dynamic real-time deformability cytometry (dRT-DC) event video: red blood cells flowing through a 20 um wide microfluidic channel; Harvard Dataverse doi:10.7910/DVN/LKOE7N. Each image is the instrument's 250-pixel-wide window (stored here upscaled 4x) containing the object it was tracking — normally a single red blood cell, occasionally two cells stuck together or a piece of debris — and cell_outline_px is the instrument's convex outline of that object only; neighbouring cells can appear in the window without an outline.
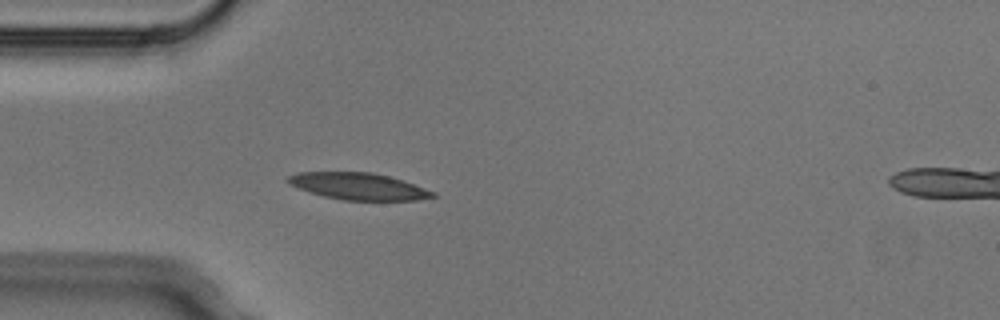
{"species": "Egyptian fruit bat (a non-hibernating species)", "species_latin": "Rousettus aegyptiacus", "temperature_condition": "cold", "stored_images_in_passage": 5, "camera_frame_rate_fps": 3000, "um_per_image_px": 0.085, "animal": {"sex": "male"}, "frame": {"image": 1, "passage_image": 4, "time_ms": 1.0, "image_size_px": [1000, 320], "cell_outline_px": [[436, 196], [416, 200], [344, 200], [324, 196], [288, 184], [284, 180], [288, 176], [300, 172], [372, 172], [388, 176], [436, 192]], "centroid_in_image_um": [30.44, 15.83], "position_along_channel_um": 54.6, "area_um2": 22.31}}